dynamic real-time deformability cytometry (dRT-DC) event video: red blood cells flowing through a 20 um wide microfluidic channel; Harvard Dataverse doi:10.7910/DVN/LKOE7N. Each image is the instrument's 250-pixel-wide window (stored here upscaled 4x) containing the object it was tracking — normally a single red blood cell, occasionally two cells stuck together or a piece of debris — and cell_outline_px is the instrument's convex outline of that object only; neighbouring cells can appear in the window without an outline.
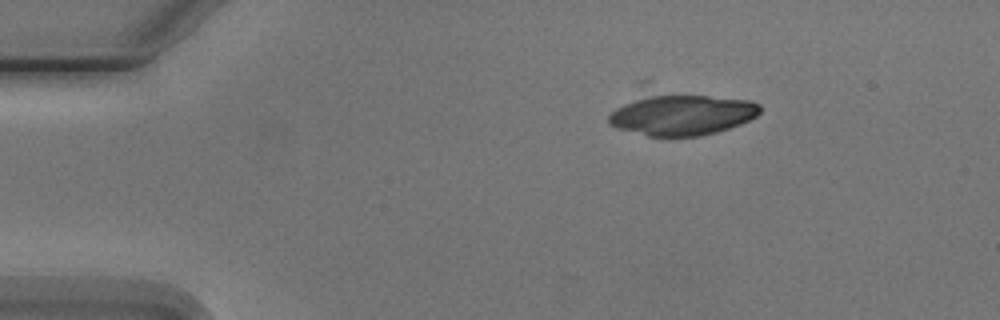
{"species": "Egyptian fruit bat (a non-hibernating species)", "species_latin": "Rousettus aegyptiacus", "temperature_condition": "cold", "stored_images_in_passage": 2, "camera_frame_rate_fps": 3000, "um_per_image_px": 0.085, "animal": {"sex": "male"}, "frame": {"image": 1, "passage_image": 2, "time_ms": 1.333, "image_size_px": [1000, 320], "cell_outline_px": [[760, 112], [756, 116], [740, 124], [716, 132], [700, 136], [648, 136], [616, 128], [608, 124], [608, 116], [616, 108], [624, 104], [644, 96], [708, 96], [752, 100], [760, 104]], "centroid_in_image_um": [57.98, 9.79], "position_along_channel_um": 27.0, "area_um2": 35.26}}